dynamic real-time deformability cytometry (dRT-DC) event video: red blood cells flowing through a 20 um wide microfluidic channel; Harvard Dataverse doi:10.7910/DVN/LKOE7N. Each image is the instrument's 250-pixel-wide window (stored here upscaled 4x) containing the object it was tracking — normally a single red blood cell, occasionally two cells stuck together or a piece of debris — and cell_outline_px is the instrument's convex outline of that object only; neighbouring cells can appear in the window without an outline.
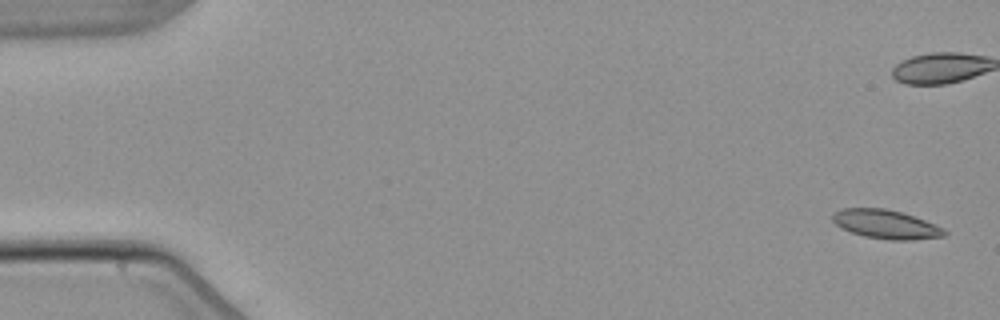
{"species": "common noctule bat (a hibernating species)", "species_latin": "Nyctalus noctula", "temperature_condition": "warm", "stored_images_in_passage": 6, "camera_frame_rate_fps": 3000, "um_per_image_px": 0.085, "animal": {"sex": "male", "body_mass_g": 21.5, "forearm_length_mm": 52.0}, "frame": {"image": 1, "passage_image": 1, "time_ms": 0.0, "image_size_px": [1000, 320], "cell_outline_px": [[948, 232], [944, 236], [912, 240], [892, 240], [864, 236], [852, 232], [836, 224], [832, 220], [832, 212], [840, 208], [884, 208], [900, 212], [924, 220], [944, 228]], "centroid_in_image_um": [75.29, 19.06], "position_along_channel_um": 9.7, "area_um2": 18.67}}